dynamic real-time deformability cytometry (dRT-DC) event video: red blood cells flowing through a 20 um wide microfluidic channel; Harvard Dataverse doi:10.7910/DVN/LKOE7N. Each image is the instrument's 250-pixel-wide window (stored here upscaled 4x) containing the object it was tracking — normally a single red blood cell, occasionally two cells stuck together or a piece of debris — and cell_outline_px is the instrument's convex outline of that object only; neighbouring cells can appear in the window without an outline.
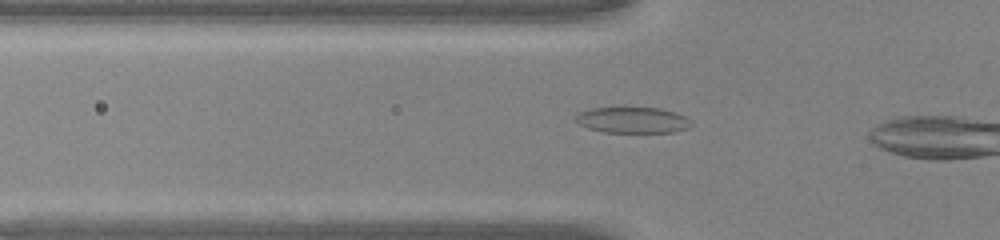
{"species": "common noctule bat (a hibernating species)", "species_latin": "Nyctalus noctula", "temperature_condition": "warm", "stored_images_in_passage": 7, "camera_frame_rate_fps": 3000, "um_per_image_px": 0.085, "animal": {"sex": "male", "body_mass_g": 20.0, "forearm_length_mm": 53.3}, "frame": {"image": 1, "passage_image": 5, "time_ms": 1.333, "image_size_px": [1000, 240], "cell_outline_px": [[692, 128], [672, 132], [604, 132], [588, 128], [580, 124], [576, 120], [576, 116], [580, 112], [592, 108], [660, 108], [676, 112], [684, 116], [692, 124]], "centroid_in_image_um": [53.81, 10.21], "position_along_channel_um": 72.0, "area_um2": 17.34}}